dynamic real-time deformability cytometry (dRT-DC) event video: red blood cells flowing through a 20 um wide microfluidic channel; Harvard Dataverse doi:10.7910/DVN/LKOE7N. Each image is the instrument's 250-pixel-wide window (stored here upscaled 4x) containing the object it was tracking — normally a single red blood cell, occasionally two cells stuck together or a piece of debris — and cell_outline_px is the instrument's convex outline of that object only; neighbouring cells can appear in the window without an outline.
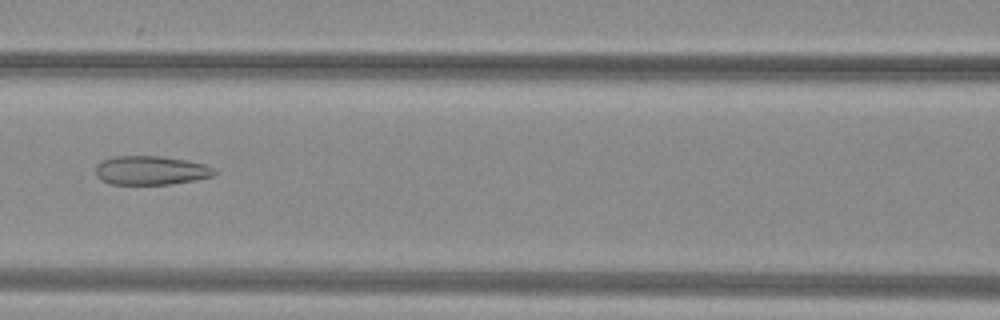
{"species": "common noctule bat (a hibernating species)", "species_latin": "Nyctalus noctula", "temperature_condition": "warm", "stored_images_in_passage": 48, "camera_frame_rate_fps": 3000, "um_per_image_px": 0.085, "animal": {"sex": "female", "body_mass_g": 29.2, "forearm_length_mm": 56.3}, "frame": {"image": 1, "passage_image": 21, "time_ms": 6.667, "image_size_px": [1000, 320], "cell_outline_px": [[216, 172], [212, 176], [196, 180], [172, 184], [112, 184], [100, 180], [96, 176], [96, 164], [112, 156], [160, 156], [188, 160], [204, 164], [212, 168]], "centroid_in_image_um": [12.8, 14.48], "position_along_channel_um": 153.8, "area_um2": 20.06}}
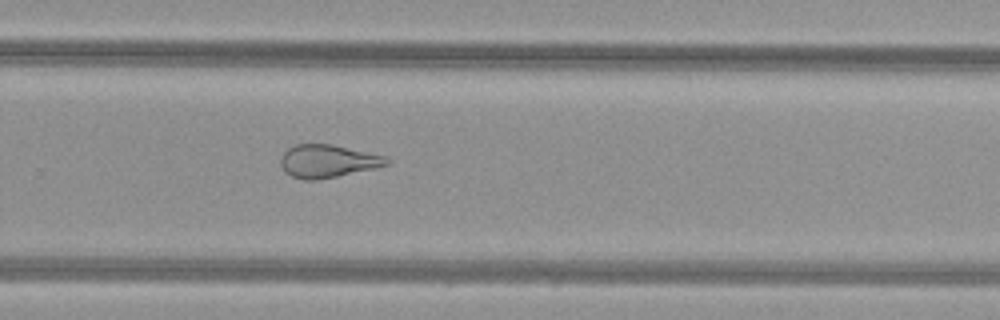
{"frame": {"image": 2, "passage_image": 32, "time_ms": 10.333, "image_size_px": [1000, 320], "cell_outline_px": [[392, 160], [388, 164], [376, 168], [316, 180], [304, 180], [292, 176], [284, 172], [280, 164], [280, 156], [288, 148], [296, 144], [332, 144], [384, 156]], "centroid_in_image_um": [27.82, 13.7], "position_along_channel_um": 302.0, "area_um2": 20.29}}
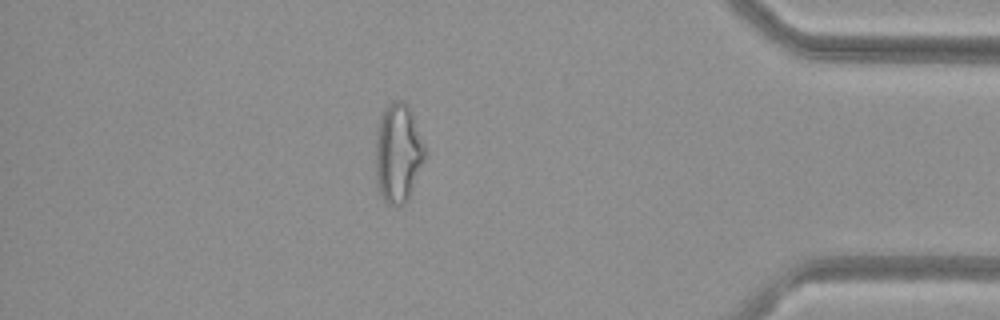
{"frame": {"image": 3, "passage_image": 42, "time_ms": 13.667, "image_size_px": [1000, 320], "cell_outline_px": [[424, 160], [408, 200], [404, 204], [396, 208], [388, 204], [384, 200], [376, 184], [376, 132], [380, 116], [384, 108], [392, 100], [404, 100], [408, 104], [412, 112], [424, 144]], "centroid_in_image_um": [33.82, 13.01], "position_along_channel_um": 401.4, "area_um2": 28.73}, "authors_computed_cell_mechanics": {"area_um2": 25.7788, "velocity_mm_per_s": 4.0502, "shape_relaxation_time_tau1_ms": null, "shape_relaxation_time_tau2_ms": 1.9299, "deformation_change_tau1": null, "deformation_change_tau2": 0.1075}}